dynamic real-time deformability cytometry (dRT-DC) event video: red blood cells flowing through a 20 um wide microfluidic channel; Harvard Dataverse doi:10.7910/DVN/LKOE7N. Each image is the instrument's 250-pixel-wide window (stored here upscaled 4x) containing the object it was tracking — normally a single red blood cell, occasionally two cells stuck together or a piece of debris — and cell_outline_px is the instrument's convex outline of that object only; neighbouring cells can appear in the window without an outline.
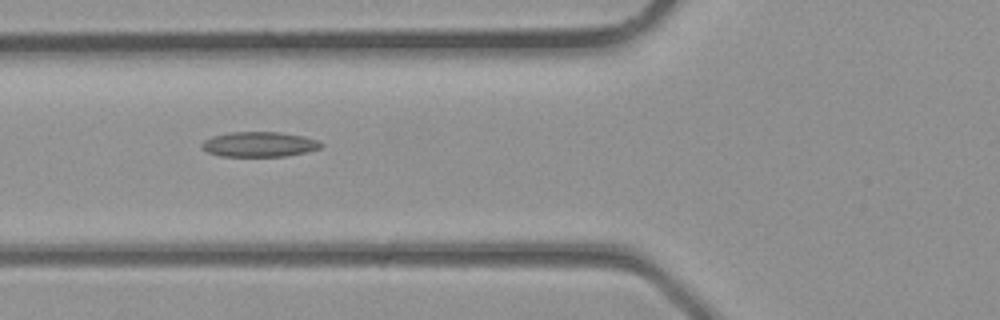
{"species": "common noctule bat (a hibernating species)", "species_latin": "Nyctalus noctula", "temperature_condition": "room temperature", "stored_images_in_passage": 3, "camera_frame_rate_fps": 3000, "um_per_image_px": 0.085, "animal": {"sex": "male", "body_mass_g": 23.1, "forearm_length_mm": 52.7}, "frame": {"image": 1, "passage_image": 3, "time_ms": 0.667, "image_size_px": [1000, 320], "cell_outline_px": [[324, 144], [320, 148], [304, 152], [284, 156], [220, 156], [208, 152], [200, 148], [200, 144], [204, 140], [212, 136], [228, 132], [276, 132], [304, 136], [316, 140]], "centroid_in_image_um": [21.98, 12.26], "position_along_channel_um": 103.8, "area_um2": 17.34}}